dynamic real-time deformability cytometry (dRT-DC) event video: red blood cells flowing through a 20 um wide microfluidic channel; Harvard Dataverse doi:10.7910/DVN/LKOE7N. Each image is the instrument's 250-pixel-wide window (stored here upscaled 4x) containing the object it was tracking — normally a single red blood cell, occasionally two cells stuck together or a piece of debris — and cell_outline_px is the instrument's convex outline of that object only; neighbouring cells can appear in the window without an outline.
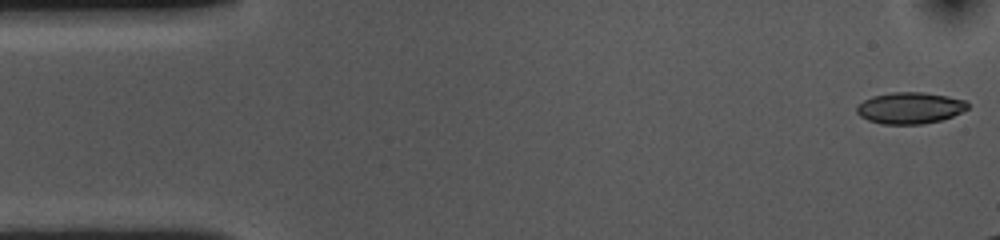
{"species": "common noctule bat (a hibernating species)", "species_latin": "Nyctalus noctula", "temperature_condition": "cold", "stored_images_in_passage": 11, "camera_frame_rate_fps": 3000, "um_per_image_px": 0.085, "animal": {"sex": "female", "body_mass_g": 10.0, "forearm_length_mm": 53.1}, "frame": {"image": 1, "passage_image": 1, "time_ms": 0.0, "image_size_px": [1000, 240], "cell_outline_px": [[968, 108], [952, 116], [940, 120], [920, 124], [880, 124], [868, 120], [860, 116], [856, 112], [856, 108], [864, 100], [872, 96], [892, 92], [920, 92], [948, 96], [964, 100], [968, 104]], "centroid_in_image_um": [77.31, 9.18], "position_along_channel_um": 7.7, "area_um2": 20.17}}